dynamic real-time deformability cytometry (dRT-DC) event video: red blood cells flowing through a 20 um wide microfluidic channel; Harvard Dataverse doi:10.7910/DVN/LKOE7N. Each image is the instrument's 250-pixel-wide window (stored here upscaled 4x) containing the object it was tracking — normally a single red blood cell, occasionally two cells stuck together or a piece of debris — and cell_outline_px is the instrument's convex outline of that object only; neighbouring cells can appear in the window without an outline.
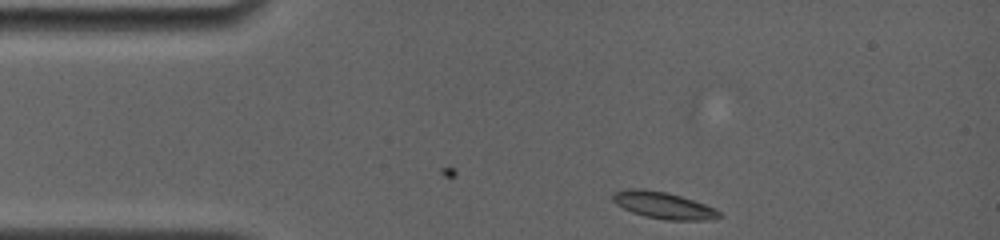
{"species": "common noctule bat (a hibernating species)", "species_latin": "Nyctalus noctula", "temperature_condition": "room temperature", "stored_images_in_passage": 3, "camera_frame_rate_fps": 4000, "um_per_image_px": 0.085, "animal": {"sex": "female", "body_mass_g": 19.0, "forearm_length_mm": 56.7}, "frame": {"image": 1, "passage_image": 1, "time_ms": 0.0, "image_size_px": [1000, 240], "cell_outline_px": [[724, 216], [708, 220], [668, 220], [644, 216], [632, 212], [616, 204], [612, 200], [612, 192], [628, 188], [644, 188], [668, 192], [716, 208]], "centroid_in_image_um": [56.38, 17.44], "position_along_channel_um": 28.6, "area_um2": 16.76}}